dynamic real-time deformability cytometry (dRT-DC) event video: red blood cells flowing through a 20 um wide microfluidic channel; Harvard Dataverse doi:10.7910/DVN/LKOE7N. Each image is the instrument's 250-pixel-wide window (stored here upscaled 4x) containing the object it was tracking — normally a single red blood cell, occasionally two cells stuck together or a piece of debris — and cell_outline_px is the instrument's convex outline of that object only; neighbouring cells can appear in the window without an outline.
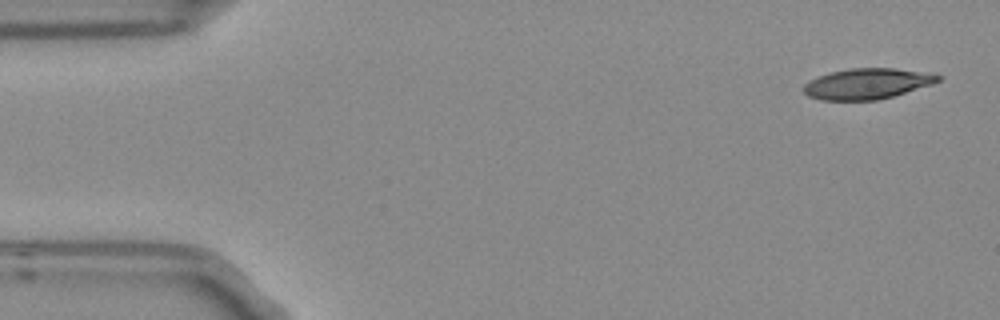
{"species": "Egyptian fruit bat (a non-hibernating species)", "species_latin": "Rousettus aegyptiacus", "temperature_condition": "room temperature", "stored_images_in_passage": 6, "camera_frame_rate_fps": 3000, "um_per_image_px": 0.085, "frame": {"image": 1, "passage_image": 1, "time_ms": 0.0, "image_size_px": [1000, 320], "cell_outline_px": [[940, 80], [932, 84], [892, 96], [876, 100], [820, 100], [808, 96], [804, 92], [804, 84], [820, 76], [832, 72], [848, 68], [892, 68], [940, 76]], "centroid_in_image_um": [73.65, 7.13], "position_along_channel_um": 11.4, "area_um2": 23.41}}
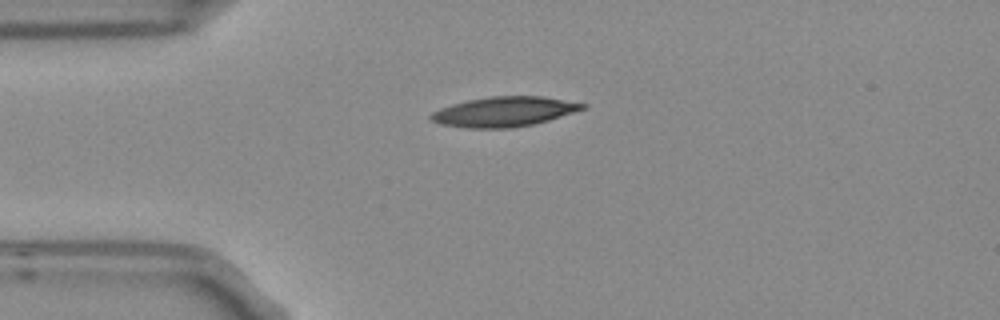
{"frame": {"image": 2, "passage_image": 4, "time_ms": 1.0, "image_size_px": [1000, 320], "cell_outline_px": [[588, 108], [548, 120], [532, 124], [512, 128], [468, 128], [440, 124], [432, 120], [428, 116], [432, 112], [440, 108], [452, 104], [468, 100], [492, 96], [544, 96], [588, 104]], "centroid_in_image_um": [42.87, 9.49], "position_along_channel_um": 42.1, "area_um2": 26.41}}
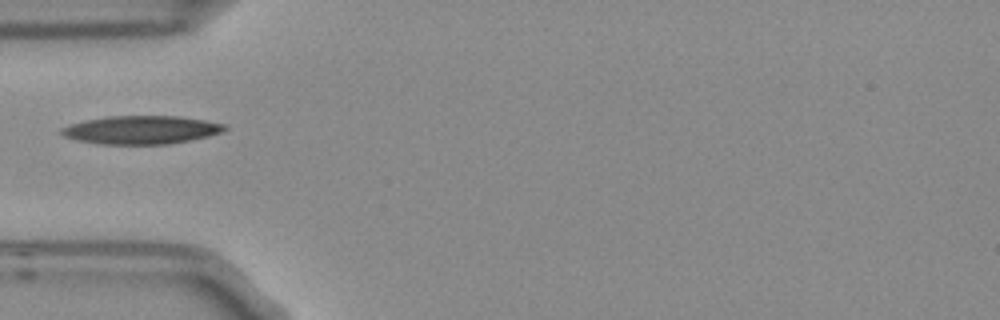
{"frame": {"image": 3, "passage_image": 5, "time_ms": 1.333, "image_size_px": [1000, 320], "cell_outline_px": [[228, 128], [220, 132], [208, 136], [192, 140], [168, 144], [96, 144], [64, 136], [60, 132], [60, 128], [84, 120], [108, 116], [180, 116], [228, 124]], "centroid_in_image_um": [12.03, 11.03], "position_along_channel_um": 73.0, "area_um2": 26.93}}